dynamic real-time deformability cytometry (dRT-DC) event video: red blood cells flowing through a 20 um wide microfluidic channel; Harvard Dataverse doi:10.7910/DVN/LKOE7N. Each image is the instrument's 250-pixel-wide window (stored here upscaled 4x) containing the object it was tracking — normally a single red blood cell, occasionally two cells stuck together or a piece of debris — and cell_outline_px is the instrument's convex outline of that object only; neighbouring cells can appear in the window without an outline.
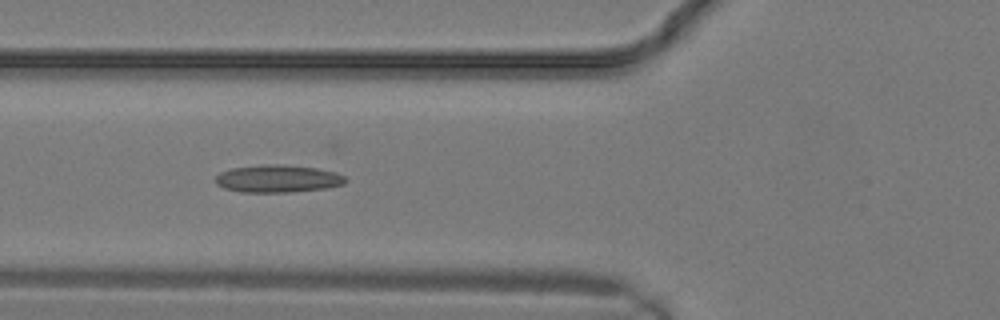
{"species": "common noctule bat (a hibernating species)", "species_latin": "Nyctalus noctula", "temperature_condition": "warm", "stored_images_in_passage": 13, "camera_frame_rate_fps": 3000, "um_per_image_px": 0.085, "animal": {"sex": "male", "body_mass_g": 19.2, "forearm_length_mm": 51.8}, "frame": {"image": 1, "passage_image": 10, "time_ms": 3.0, "image_size_px": [1000, 320], "cell_outline_px": [[348, 180], [344, 184], [324, 188], [292, 192], [244, 192], [224, 188], [216, 184], [216, 176], [220, 172], [232, 168], [268, 164], [276, 164], [316, 168], [336, 172], [344, 176]], "centroid_in_image_um": [23.62, 15.19], "position_along_channel_um": 102.2, "area_um2": 20.69}}
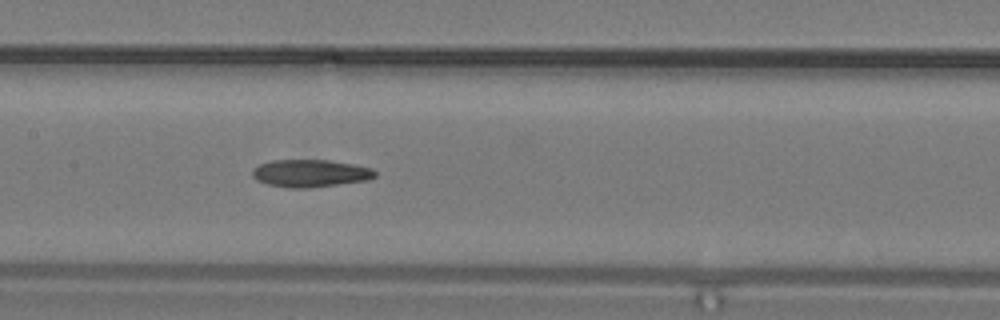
{"frame": {"image": 2, "passage_image": 13, "time_ms": 4.0, "image_size_px": [1000, 320], "cell_outline_px": [[376, 176], [368, 180], [304, 188], [292, 188], [268, 184], [256, 180], [252, 176], [252, 172], [260, 164], [272, 160], [328, 160], [352, 164], [372, 168], [376, 172]], "centroid_in_image_um": [26.38, 14.72], "position_along_channel_um": 181.0, "area_um2": 19.36}}